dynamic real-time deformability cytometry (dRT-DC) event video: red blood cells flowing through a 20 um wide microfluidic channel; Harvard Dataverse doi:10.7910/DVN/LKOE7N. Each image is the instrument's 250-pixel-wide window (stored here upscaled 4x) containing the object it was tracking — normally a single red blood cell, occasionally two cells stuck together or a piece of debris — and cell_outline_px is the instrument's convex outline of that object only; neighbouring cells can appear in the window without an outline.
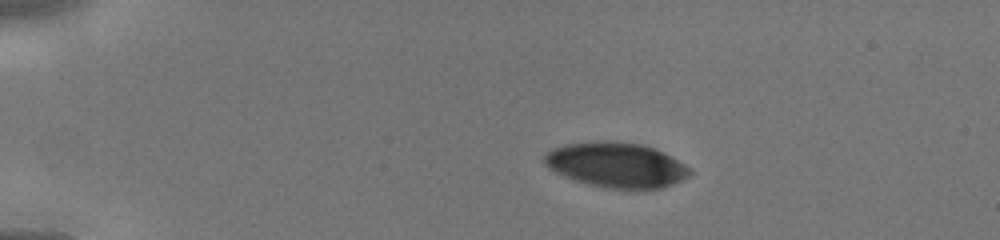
{"species": "human", "species_latin": "Homo sapiens", "temperature_condition": "cold", "stored_images_in_passage": 37, "camera_frame_rate_fps": 3000, "um_per_image_px": 0.085, "donor": {"sex": "male"}, "frame": {"image": 1, "passage_image": 1, "time_ms": 0.0, "image_size_px": [1000, 240], "cell_outline_px": [[692, 172], [688, 176], [672, 184], [660, 188], [640, 192], [636, 192], [608, 188], [576, 180], [556, 172], [548, 168], [544, 164], [544, 156], [552, 148], [568, 144], [596, 140], [612, 140], [644, 144], [656, 148], [664, 152], [692, 168]], "centroid_in_image_um": [52.44, 14.03], "position_along_channel_um": 32.6, "area_um2": 38.9}}
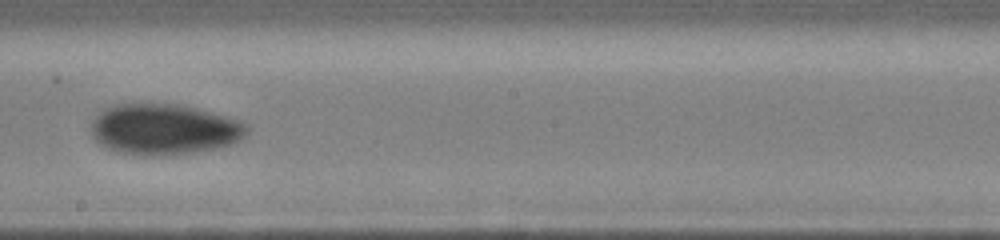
{"frame": {"image": 2, "passage_image": 19, "time_ms": 6.0, "image_size_px": [1000, 240], "cell_outline_px": [[248, 132], [240, 140], [216, 148], [192, 152], [160, 156], [140, 156], [120, 152], [108, 148], [100, 144], [96, 140], [92, 132], [92, 120], [104, 108], [116, 104], [180, 104], [212, 112], [236, 120], [244, 124], [248, 128]], "centroid_in_image_um": [13.91, 10.99], "position_along_channel_um": 234.3, "area_um2": 45.78}}
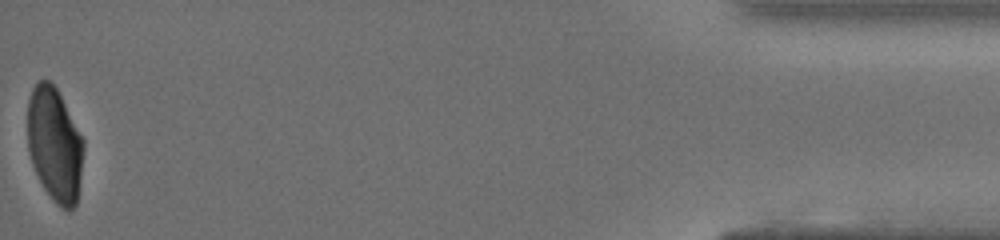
{"frame": {"image": 3, "passage_image": 37, "time_ms": 12.0, "image_size_px": [1000, 240], "cell_outline_px": [[84, 148], [76, 204], [68, 212], [60, 208], [56, 204], [44, 188], [32, 164], [28, 148], [28, 100], [32, 88], [40, 80], [48, 80], [56, 88], [84, 140]], "centroid_in_image_um": [4.64, 12.3], "position_along_channel_um": 430.6, "area_um2": 36.93}}